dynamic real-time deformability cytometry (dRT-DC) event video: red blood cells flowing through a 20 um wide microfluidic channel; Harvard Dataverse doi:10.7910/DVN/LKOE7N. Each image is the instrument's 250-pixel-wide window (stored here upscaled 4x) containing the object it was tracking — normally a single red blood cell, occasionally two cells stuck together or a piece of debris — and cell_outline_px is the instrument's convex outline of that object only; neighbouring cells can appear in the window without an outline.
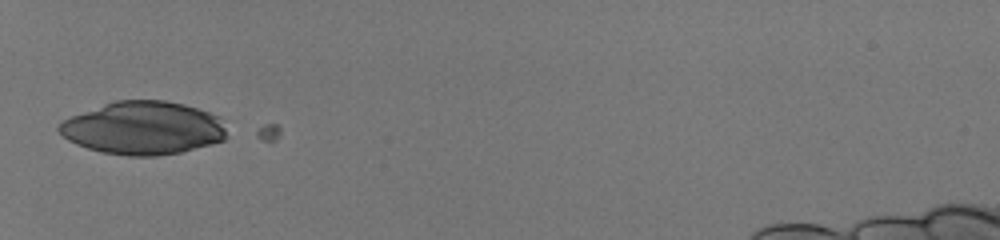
{"species": "human", "species_latin": "Homo sapiens", "temperature_condition": "room temperature", "stored_images_in_passage": 2, "camera_frame_rate_fps": 3000, "um_per_image_px": 0.085, "donor": {"sex": "male"}, "frame": {"image": 1, "passage_image": 1, "time_ms": 0.0, "image_size_px": [1000, 240], "cell_outline_px": [[224, 140], [212, 144], [180, 152], [156, 156], [128, 156], [104, 152], [88, 148], [76, 144], [68, 140], [56, 128], [64, 120], [72, 116], [104, 104], [116, 100], [164, 100], [184, 104], [220, 116], [224, 128]], "centroid_in_image_um": [12.18, 10.88], "position_along_channel_um": 72.8, "area_um2": 51.5}}